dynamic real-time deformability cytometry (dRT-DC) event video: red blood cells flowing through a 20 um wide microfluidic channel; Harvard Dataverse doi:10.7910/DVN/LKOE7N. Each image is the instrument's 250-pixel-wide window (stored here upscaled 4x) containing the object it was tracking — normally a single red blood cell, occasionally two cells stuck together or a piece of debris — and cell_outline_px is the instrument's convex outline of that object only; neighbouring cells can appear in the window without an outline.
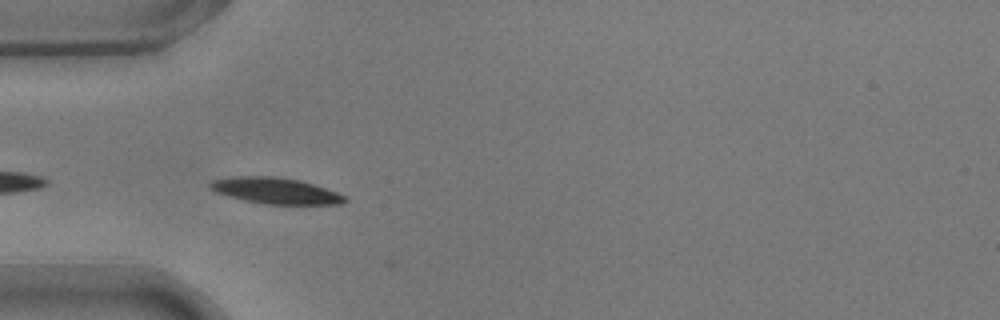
{"species": "common noctule bat (a hibernating species)", "species_latin": "Nyctalus noctula", "temperature_condition": "warm", "stored_images_in_passage": 2, "camera_frame_rate_fps": 3000, "um_per_image_px": 0.085, "animal": {"sex": "male", "body_mass_g": 17.9}, "frame": {"image": 1, "passage_image": 1, "time_ms": 0.0, "image_size_px": [1000, 320], "cell_outline_px": [[348, 200], [340, 204], [260, 204], [228, 196], [216, 192], [208, 184], [212, 180], [236, 176], [276, 176], [300, 180], [336, 192], [344, 196]], "centroid_in_image_um": [23.4, 16.21], "position_along_channel_um": 61.6, "area_um2": 20.35}}